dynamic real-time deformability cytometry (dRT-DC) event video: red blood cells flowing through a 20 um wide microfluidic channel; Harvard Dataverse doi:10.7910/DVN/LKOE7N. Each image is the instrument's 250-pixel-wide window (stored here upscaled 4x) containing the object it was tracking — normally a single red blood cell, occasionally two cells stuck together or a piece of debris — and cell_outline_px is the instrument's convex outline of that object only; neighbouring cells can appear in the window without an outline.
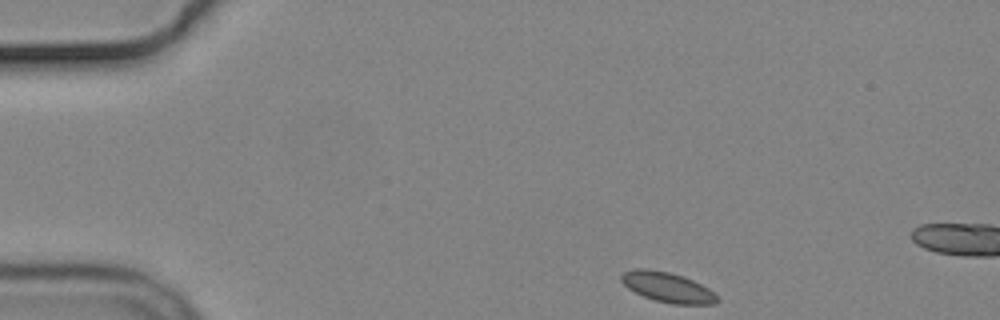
{"species": "common noctule bat (a hibernating species)", "species_latin": "Nyctalus noctula", "temperature_condition": "cold", "stored_images_in_passage": 3, "camera_frame_rate_fps": 3000, "um_per_image_px": 0.085, "animal": {"sex": "male", "body_mass_g": 19.2, "forearm_length_mm": 51.8}, "frame": {"image": 1, "passage_image": 1, "time_ms": 0.0, "image_size_px": [1000, 320], "cell_outline_px": [[720, 300], [716, 304], [672, 304], [656, 300], [644, 296], [628, 288], [620, 280], [620, 276], [624, 272], [636, 268], [648, 268], [668, 272], [684, 276], [708, 288]], "centroid_in_image_um": [56.73, 24.41], "position_along_channel_um": 28.3, "area_um2": 16.65}}